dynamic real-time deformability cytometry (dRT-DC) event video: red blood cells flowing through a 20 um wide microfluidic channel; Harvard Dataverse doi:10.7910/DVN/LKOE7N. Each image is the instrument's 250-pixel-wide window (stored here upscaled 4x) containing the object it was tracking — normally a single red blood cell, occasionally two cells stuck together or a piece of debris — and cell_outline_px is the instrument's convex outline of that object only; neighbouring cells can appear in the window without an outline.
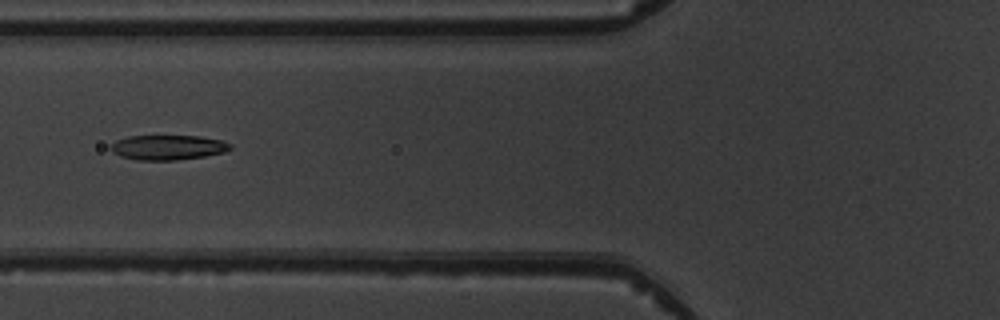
{"species": "common noctule bat (a hibernating species)", "species_latin": "Nyctalus noctula", "temperature_condition": "warm", "stored_images_in_passage": 5, "camera_frame_rate_fps": 3000, "um_per_image_px": 0.085, "animal": {"sex": "male", "body_mass_g": 19.5, "forearm_length_mm": 54.6}, "frame": {"image": 1, "passage_image": 4, "time_ms": 3.667, "image_size_px": [1000, 320], "cell_outline_px": [[232, 148], [224, 152], [204, 156], [176, 160], [136, 160], [120, 156], [112, 152], [108, 148], [116, 140], [128, 136], [200, 136], [220, 140], [232, 144]], "centroid_in_image_um": [14.24, 12.53], "position_along_channel_um": 111.6, "area_um2": 17.34}}
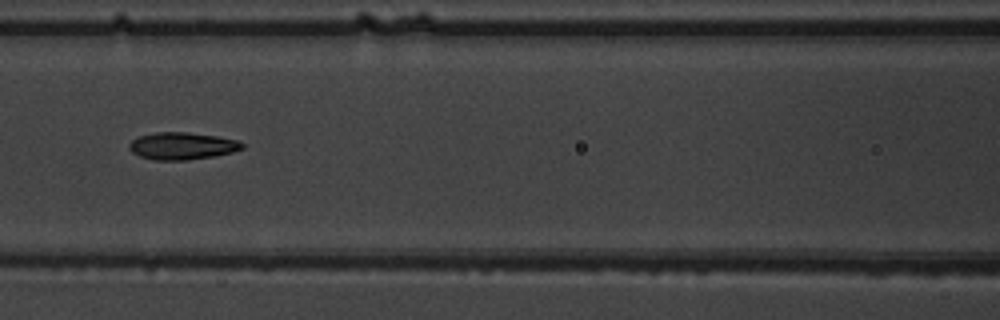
{"frame": {"image": 2, "passage_image": 5, "time_ms": 4.667, "image_size_px": [1000, 320], "cell_outline_px": [[244, 148], [232, 152], [216, 156], [188, 160], [152, 160], [140, 156], [132, 152], [128, 148], [128, 144], [132, 140], [140, 136], [156, 132], [184, 132], [216, 136], [240, 140], [244, 144]], "centroid_in_image_um": [15.49, 12.41], "position_along_channel_um": 151.1, "area_um2": 18.03}}